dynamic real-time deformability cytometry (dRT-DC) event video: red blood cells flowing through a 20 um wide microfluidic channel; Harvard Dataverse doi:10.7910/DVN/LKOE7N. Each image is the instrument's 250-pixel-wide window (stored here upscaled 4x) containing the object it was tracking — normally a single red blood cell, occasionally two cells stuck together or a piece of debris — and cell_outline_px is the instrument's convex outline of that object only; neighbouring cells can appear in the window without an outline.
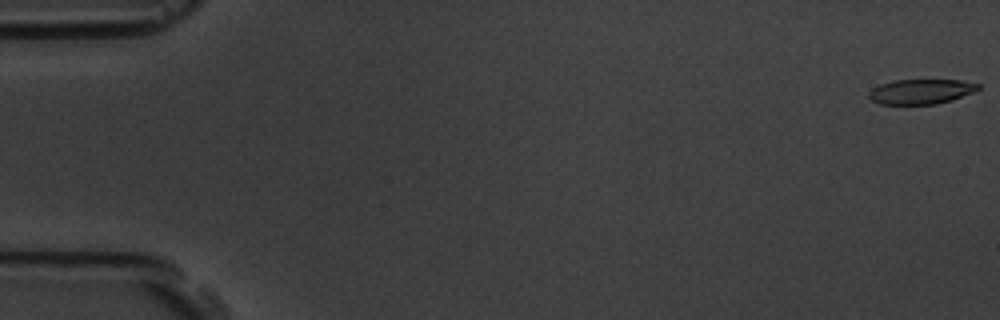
{"species": "common noctule bat (a hibernating species)", "species_latin": "Nyctalus noctula", "temperature_condition": "room temperature", "stored_images_in_passage": 18, "camera_frame_rate_fps": 3000, "um_per_image_px": 0.085, "animal": {"sex": "male", "body_mass_g": 19.5, "forearm_length_mm": 54.6}, "frame": {"image": 1, "passage_image": 1, "time_ms": 0.0, "image_size_px": [1000, 320], "cell_outline_px": [[980, 88], [972, 92], [952, 100], [936, 104], [880, 104], [872, 100], [868, 96], [868, 92], [872, 88], [880, 84], [896, 80], [960, 80], [980, 84]], "centroid_in_image_um": [78.26, 7.78], "position_along_channel_um": 6.7, "area_um2": 15.78}}
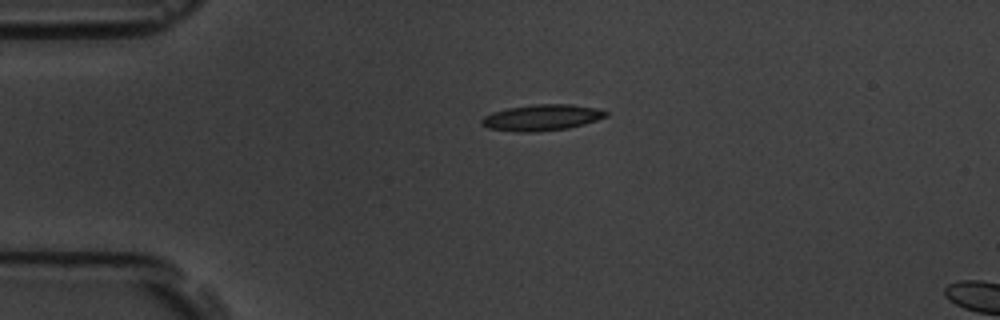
{"frame": {"image": 2, "passage_image": 14, "time_ms": 4.333, "image_size_px": [1000, 320], "cell_outline_px": [[608, 116], [584, 124], [568, 128], [536, 132], [516, 132], [488, 128], [480, 124], [480, 120], [484, 116], [492, 112], [508, 108], [536, 104], [572, 104], [596, 108], [608, 112]], "centroid_in_image_um": [46.03, 10.0], "position_along_channel_um": 39.0, "area_um2": 18.96}}